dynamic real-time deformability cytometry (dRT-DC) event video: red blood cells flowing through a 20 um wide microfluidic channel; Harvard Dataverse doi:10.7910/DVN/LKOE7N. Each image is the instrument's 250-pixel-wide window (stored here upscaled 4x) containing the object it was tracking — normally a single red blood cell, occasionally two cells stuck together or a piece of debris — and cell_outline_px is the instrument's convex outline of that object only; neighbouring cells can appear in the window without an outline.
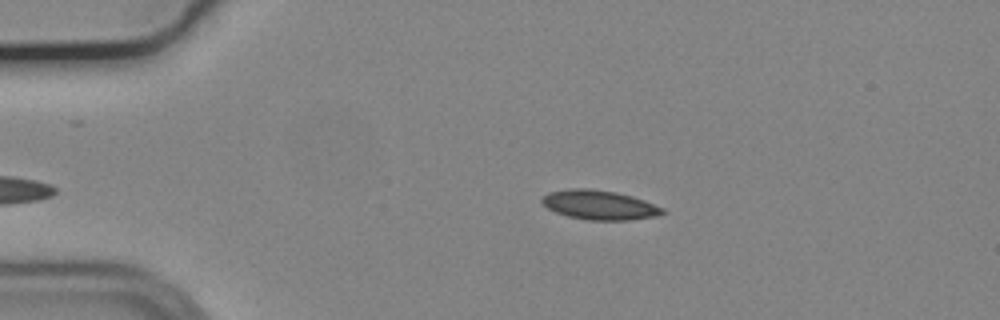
{"species": "common noctule bat (a hibernating species)", "species_latin": "Nyctalus noctula", "temperature_condition": "cold", "stored_images_in_passage": 23, "camera_frame_rate_fps": 3000, "um_per_image_px": 0.085, "animal": {"sex": "male", "body_mass_g": 19.2, "forearm_length_mm": 51.8}, "frame": {"image": 1, "passage_image": 3, "time_ms": 0.667, "image_size_px": [1000, 320], "cell_outline_px": [[668, 212], [656, 216], [632, 220], [588, 220], [568, 216], [556, 212], [548, 208], [540, 200], [548, 192], [568, 188], [588, 188], [616, 192], [632, 196], [644, 200], [664, 208]], "centroid_in_image_um": [50.97, 17.42], "position_along_channel_um": 34.0, "area_um2": 20.75}}
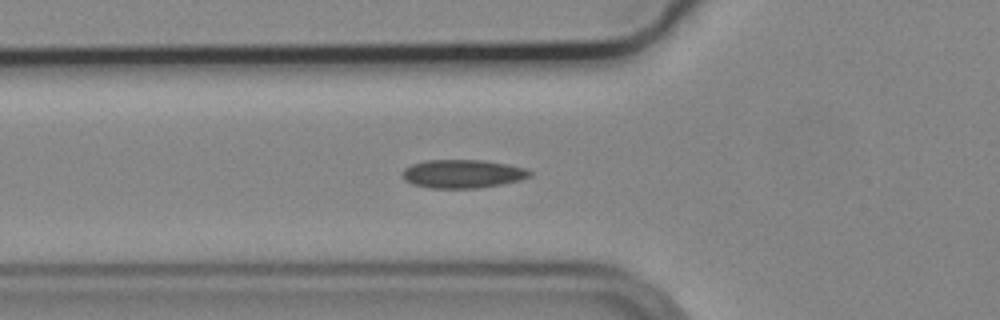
{"frame": {"image": 2, "passage_image": 11, "time_ms": 3.333, "image_size_px": [1000, 320], "cell_outline_px": [[532, 176], [520, 180], [500, 184], [476, 188], [428, 188], [412, 184], [404, 180], [404, 168], [412, 164], [428, 160], [480, 160], [504, 164], [524, 168], [532, 172]], "centroid_in_image_um": [39.31, 14.78], "position_along_channel_um": 86.5, "area_um2": 20.87}}
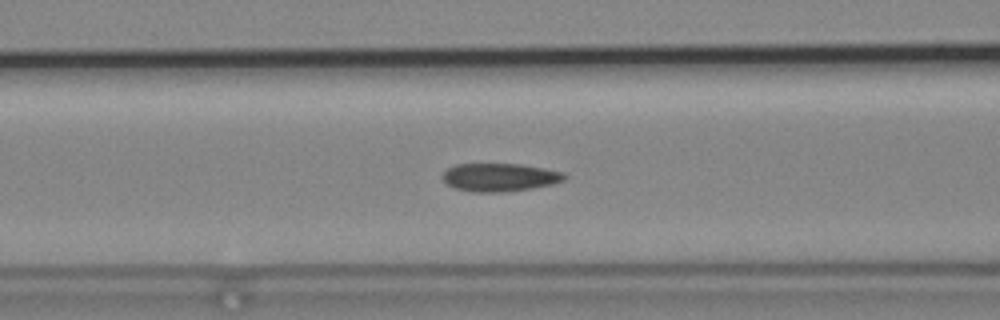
{"frame": {"image": 3, "passage_image": 14, "time_ms": 4.333, "image_size_px": [1000, 320], "cell_outline_px": [[568, 176], [564, 180], [552, 184], [532, 188], [504, 192], [472, 192], [456, 188], [448, 184], [444, 180], [444, 172], [448, 168], [456, 164], [520, 164], [544, 168], [564, 172]], "centroid_in_image_um": [42.52, 15.07], "position_along_channel_um": 124.1, "area_um2": 19.88}}